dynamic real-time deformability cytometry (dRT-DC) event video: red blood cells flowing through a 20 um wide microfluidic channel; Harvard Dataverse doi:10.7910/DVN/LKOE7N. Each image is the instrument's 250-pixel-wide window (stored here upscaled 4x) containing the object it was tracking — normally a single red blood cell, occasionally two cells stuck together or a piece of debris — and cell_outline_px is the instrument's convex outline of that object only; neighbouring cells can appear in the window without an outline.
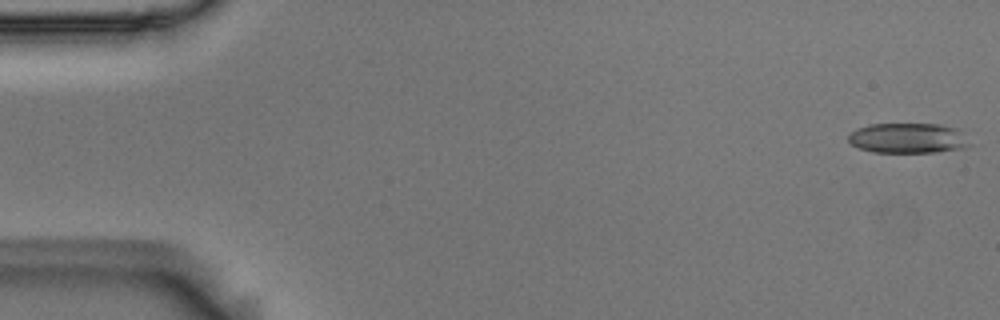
{"species": "Egyptian fruit bat (a non-hibernating species)", "species_latin": "Rousettus aegyptiacus", "temperature_condition": "room temperature", "stored_images_in_passage": 10, "camera_frame_rate_fps": 3000, "um_per_image_px": 0.085, "animal": {"sex": "male"}, "frame": {"image": 1, "passage_image": 1, "time_ms": 0.0, "image_size_px": [1000, 320], "cell_outline_px": [[972, 144], [968, 148], [936, 152], [872, 152], [860, 148], [852, 144], [848, 140], [848, 136], [856, 128], [868, 124], [940, 124], [956, 128]], "centroid_in_image_um": [77.19, 11.74], "position_along_channel_um": 7.8, "area_um2": 21.39}}